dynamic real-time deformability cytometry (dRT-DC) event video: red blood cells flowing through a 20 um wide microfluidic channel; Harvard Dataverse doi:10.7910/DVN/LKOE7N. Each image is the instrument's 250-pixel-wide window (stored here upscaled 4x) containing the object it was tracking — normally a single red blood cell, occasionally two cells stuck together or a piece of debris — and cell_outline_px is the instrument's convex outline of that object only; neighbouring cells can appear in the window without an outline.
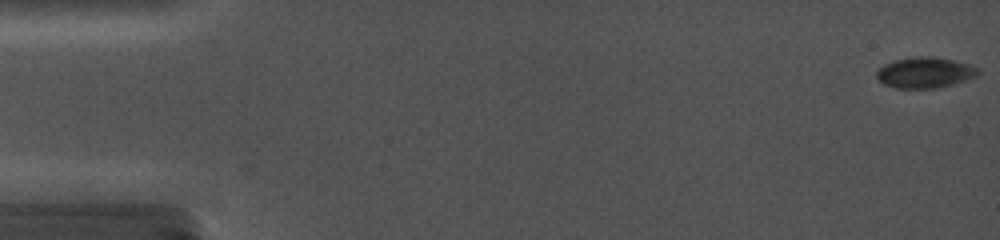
{"species": "common noctule bat (a hibernating species)", "species_latin": "Nyctalus noctula", "temperature_condition": "cold", "stored_images_in_passage": 52, "camera_frame_rate_fps": 5000, "um_per_image_px": 0.085, "animal": {"sex": "female", "body_mass_g": 19.0, "forearm_length_mm": 56.7}, "frame": {"image": 1, "passage_image": 1, "time_ms": 0.0, "image_size_px": [1000, 240], "cell_outline_px": [[980, 72], [976, 76], [952, 84], [936, 88], [896, 88], [884, 84], [876, 76], [876, 72], [884, 64], [896, 60], [916, 56], [932, 56], [952, 60], [968, 64], [980, 68]], "centroid_in_image_um": [78.62, 6.16], "position_along_channel_um": 6.4, "area_um2": 18.03}}
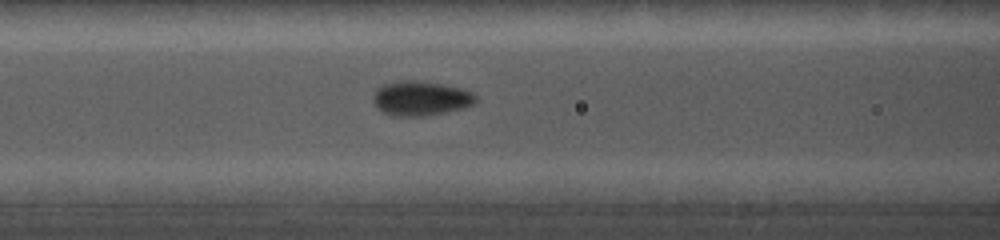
{"frame": {"image": 2, "passage_image": 34, "time_ms": 7.2, "image_size_px": [1000, 240], "cell_outline_px": [[476, 100], [472, 104], [464, 108], [428, 116], [396, 116], [380, 112], [376, 108], [372, 100], [372, 96], [376, 88], [384, 84], [400, 80], [416, 80], [444, 84], [464, 88], [472, 92], [476, 96]], "centroid_in_image_um": [35.73, 8.36], "position_along_channel_um": 130.9, "area_um2": 21.1}}
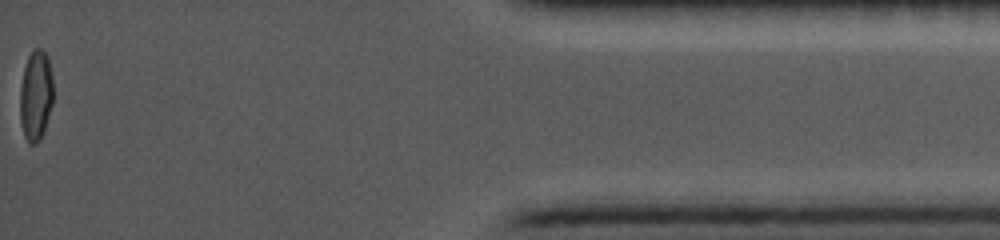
{"frame": {"image": 3, "passage_image": 52, "time_ms": 16.6, "image_size_px": [1000, 240], "cell_outline_px": [[52, 104], [44, 132], [32, 144], [28, 144], [24, 136], [20, 124], [20, 88], [24, 68], [28, 56], [32, 48], [40, 48], [48, 56], [52, 76]], "centroid_in_image_um": [3.03, 8.09], "position_along_channel_um": 432.2, "area_um2": 17.51}}